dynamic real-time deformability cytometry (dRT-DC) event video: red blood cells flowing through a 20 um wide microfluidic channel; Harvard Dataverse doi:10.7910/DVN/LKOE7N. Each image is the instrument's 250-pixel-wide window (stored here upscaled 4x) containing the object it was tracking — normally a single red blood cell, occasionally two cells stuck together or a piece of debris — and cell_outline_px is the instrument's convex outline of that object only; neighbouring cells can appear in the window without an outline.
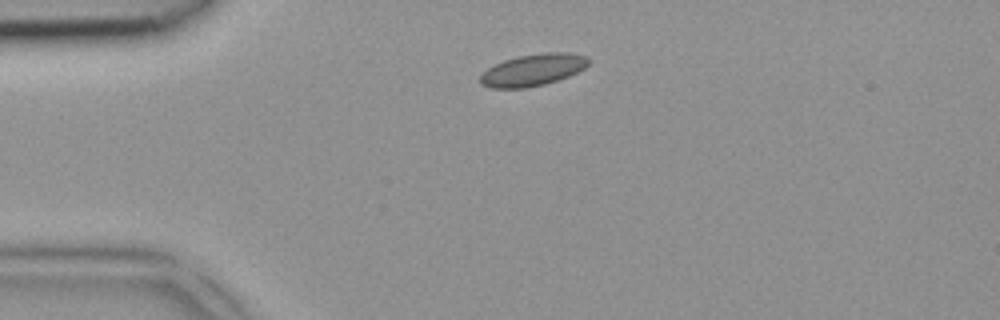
{"species": "common noctule bat (a hibernating species)", "species_latin": "Nyctalus noctula", "temperature_condition": "room temperature", "stored_images_in_passage": 3, "camera_frame_rate_fps": 3000, "um_per_image_px": 0.085, "animal": {"sex": "female", "body_mass_g": 18.4}, "frame": {"image": 1, "passage_image": 1, "time_ms": 0.0, "image_size_px": [1000, 320], "cell_outline_px": [[592, 60], [584, 68], [568, 76], [544, 84], [524, 88], [492, 88], [480, 84], [480, 72], [504, 60], [516, 56], [544, 52], [568, 52], [584, 56]], "centroid_in_image_um": [45.27, 5.93], "position_along_channel_um": 39.7, "area_um2": 20.11}}